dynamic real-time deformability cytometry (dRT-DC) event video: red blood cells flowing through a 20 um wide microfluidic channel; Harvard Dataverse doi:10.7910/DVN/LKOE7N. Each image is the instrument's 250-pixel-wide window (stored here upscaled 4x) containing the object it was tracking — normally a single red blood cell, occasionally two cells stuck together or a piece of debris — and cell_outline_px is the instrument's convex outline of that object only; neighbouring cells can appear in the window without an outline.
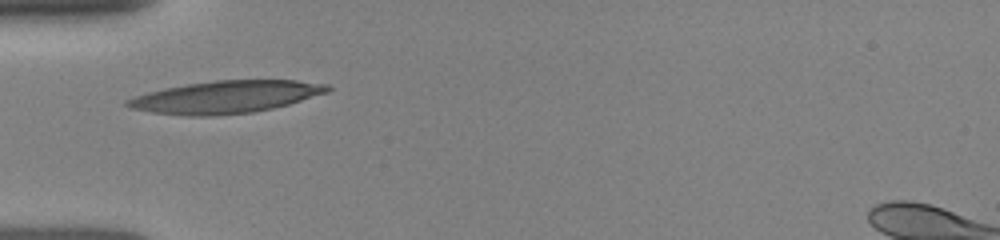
{"species": "human", "species_latin": "Homo sapiens", "temperature_condition": "room temperature", "stored_images_in_passage": 34, "camera_frame_rate_fps": 3000, "um_per_image_px": 0.085, "donor": {"sex": "female"}, "frame": {"image": 1, "passage_image": 1, "time_ms": 0.0, "image_size_px": [1000, 240], "cell_outline_px": [[332, 88], [328, 92], [288, 104], [272, 108], [252, 112], [212, 116], [188, 116], [152, 112], [132, 108], [124, 104], [124, 100], [148, 92], [164, 88], [188, 84], [216, 80], [296, 80], [328, 84]], "centroid_in_image_um": [19.19, 8.24], "position_along_channel_um": 65.8, "area_um2": 37.57}}
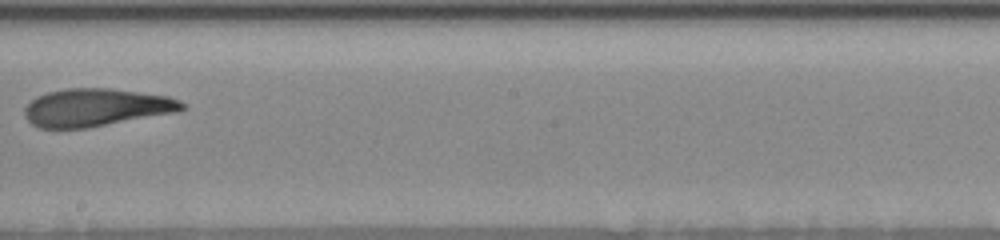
{"frame": {"image": 2, "passage_image": 14, "time_ms": 4.333, "image_size_px": [1000, 240], "cell_outline_px": [[184, 108], [176, 112], [88, 128], [40, 128], [32, 124], [24, 116], [24, 108], [36, 96], [48, 92], [68, 88], [108, 88], [168, 96], [180, 100], [184, 104]], "centroid_in_image_um": [8.14, 9.14], "position_along_channel_um": 240.1, "area_um2": 34.51}}
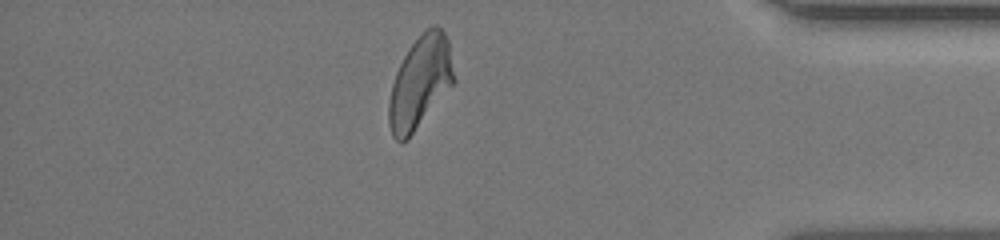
{"frame": {"image": 3, "passage_image": 28, "time_ms": 9.0, "image_size_px": [1000, 240], "cell_outline_px": [[456, 80], [408, 140], [400, 144], [392, 136], [388, 124], [388, 100], [392, 84], [396, 72], [408, 48], [432, 24], [436, 24], [444, 32], [448, 40]], "centroid_in_image_um": [35.69, 7.04], "position_along_channel_um": 399.5, "area_um2": 35.03}}